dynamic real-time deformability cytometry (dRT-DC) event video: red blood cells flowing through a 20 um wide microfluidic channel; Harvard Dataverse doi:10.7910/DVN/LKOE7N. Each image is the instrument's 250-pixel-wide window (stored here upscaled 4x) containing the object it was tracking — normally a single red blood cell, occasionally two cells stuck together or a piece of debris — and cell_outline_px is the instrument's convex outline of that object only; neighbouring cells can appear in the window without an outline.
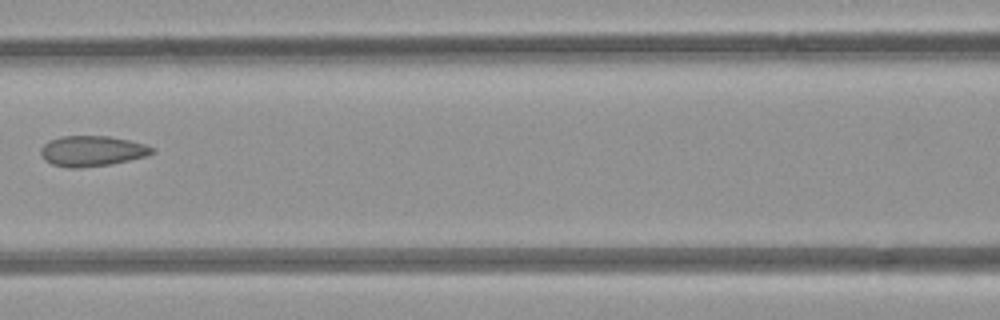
{"species": "common noctule bat (a hibernating species)", "species_latin": "Nyctalus noctula", "temperature_condition": "room temperature", "stored_images_in_passage": 6, "camera_frame_rate_fps": 3000, "um_per_image_px": 0.085, "animal": {"sex": "female", "body_mass_g": 21.9}, "frame": {"image": 1, "passage_image": 6, "time_ms": 5.667, "image_size_px": [1000, 320], "cell_outline_px": [[156, 152], [148, 156], [112, 164], [80, 168], [68, 168], [52, 164], [44, 160], [40, 152], [40, 148], [48, 140], [60, 136], [108, 136], [128, 140], [144, 144], [152, 148]], "centroid_in_image_um": [7.8, 12.84], "position_along_channel_um": 158.8, "area_um2": 19.94}}